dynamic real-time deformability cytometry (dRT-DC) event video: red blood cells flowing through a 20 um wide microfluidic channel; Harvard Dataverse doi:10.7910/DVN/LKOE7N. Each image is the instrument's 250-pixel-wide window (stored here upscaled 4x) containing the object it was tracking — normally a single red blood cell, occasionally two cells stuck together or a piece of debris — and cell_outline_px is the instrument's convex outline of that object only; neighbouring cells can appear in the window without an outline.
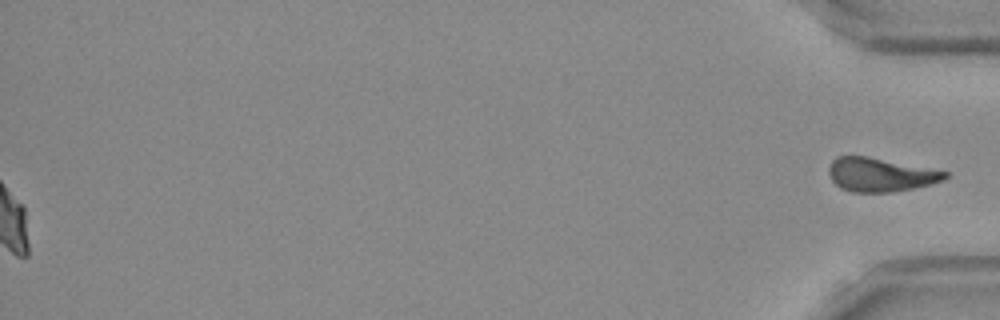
{"species": "Egyptian fruit bat (a non-hibernating species)", "species_latin": "Rousettus aegyptiacus", "temperature_condition": "room temperature", "stored_images_in_passage": 54, "segment_of_instrument_passage": [2, 2], "camera_frame_rate_fps": 3000, "um_per_image_px": 0.085, "frame": {"image": 1, "passage_image": 54, "time_ms": 17.667, "image_size_px": [1000, 320], "cell_outline_px": [[948, 176], [944, 180], [912, 188], [888, 192], [852, 192], [840, 188], [832, 180], [828, 172], [828, 168], [832, 160], [836, 156], [868, 156], [948, 172]], "centroid_in_image_um": [74.78, 14.84], "position_along_channel_um": 360.4, "area_um2": 22.6}}